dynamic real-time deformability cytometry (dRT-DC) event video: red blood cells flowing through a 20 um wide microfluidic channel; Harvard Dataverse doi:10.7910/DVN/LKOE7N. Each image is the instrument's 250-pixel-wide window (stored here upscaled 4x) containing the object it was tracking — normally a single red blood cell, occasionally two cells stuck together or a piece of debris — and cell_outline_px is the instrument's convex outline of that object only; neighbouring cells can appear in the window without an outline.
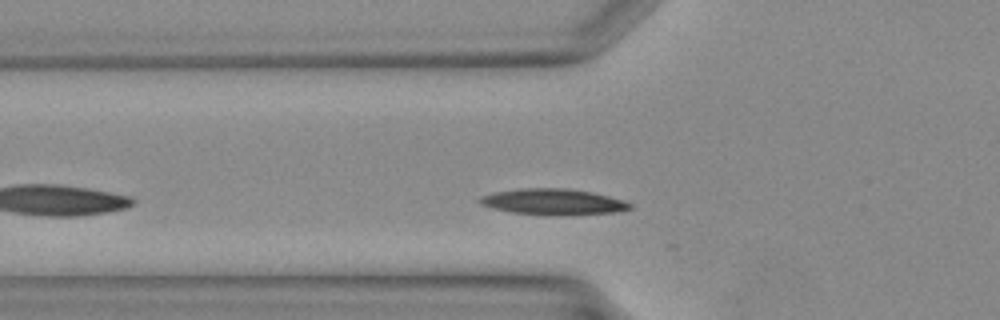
{"species": "Egyptian fruit bat (a non-hibernating species)", "species_latin": "Rousettus aegyptiacus", "temperature_condition": "warm", "stored_images_in_passage": 9, "camera_frame_rate_fps": 3000, "um_per_image_px": 0.085, "animal": {"sex": "female"}, "frame": {"image": 1, "passage_image": 6, "time_ms": 1.667, "image_size_px": [1000, 320], "cell_outline_px": [[632, 208], [616, 212], [556, 216], [548, 216], [512, 212], [492, 208], [480, 204], [480, 196], [496, 192], [520, 188], [564, 188], [592, 192], [624, 200], [632, 204]], "centroid_in_image_um": [47.03, 17.16], "position_along_channel_um": 78.8, "area_um2": 22.83}}
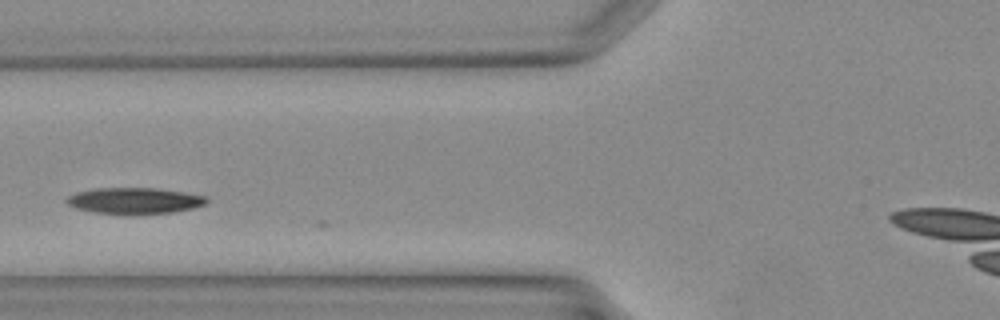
{"frame": {"image": 2, "passage_image": 8, "time_ms": 2.333, "image_size_px": [1000, 320], "cell_outline_px": [[208, 200], [204, 204], [192, 208], [172, 212], [136, 216], [128, 216], [92, 212], [76, 208], [68, 204], [64, 200], [68, 196], [76, 192], [96, 188], [156, 188], [184, 192], [204, 196]], "centroid_in_image_um": [11.38, 17.09], "position_along_channel_um": 114.4, "area_um2": 21.79}}